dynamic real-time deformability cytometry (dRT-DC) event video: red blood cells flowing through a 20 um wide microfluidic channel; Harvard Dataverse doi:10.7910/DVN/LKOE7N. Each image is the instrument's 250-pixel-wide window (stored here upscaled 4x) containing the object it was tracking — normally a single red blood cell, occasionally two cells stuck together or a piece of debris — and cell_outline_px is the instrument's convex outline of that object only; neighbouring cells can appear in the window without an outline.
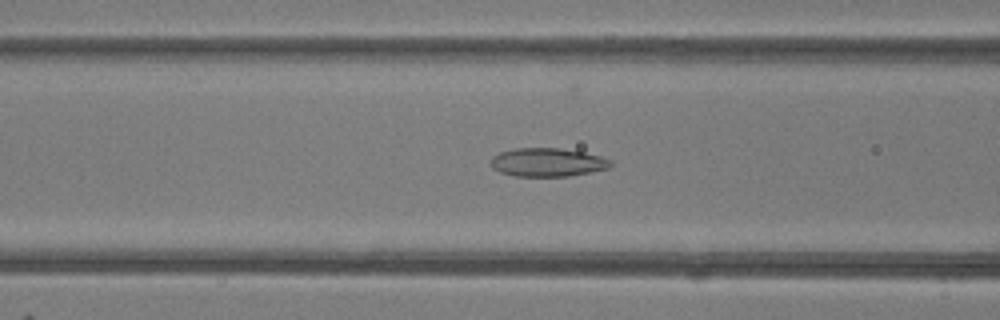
{"species": "common noctule bat (a hibernating species)", "species_latin": "Nyctalus noctula", "temperature_condition": "room temperature", "stored_images_in_passage": 40, "camera_frame_rate_fps": 3000, "um_per_image_px": 0.085, "animal": {"sex": "female"}, "frame": {"image": 1, "passage_image": 20, "time_ms": 6.333, "image_size_px": [1000, 320], "cell_outline_px": [[612, 164], [608, 168], [568, 176], [516, 176], [500, 172], [492, 168], [492, 156], [500, 152], [516, 148], [560, 148], [584, 152], [600, 156], [612, 160]], "centroid_in_image_um": [46.54, 13.79], "position_along_channel_um": 120.1, "area_um2": 19.77}}
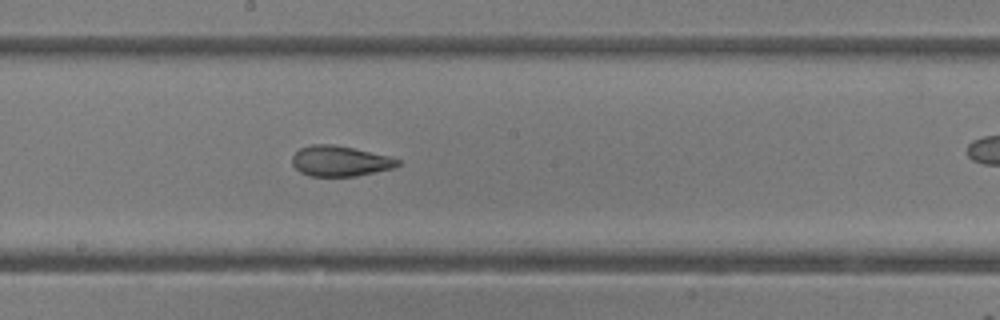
{"frame": {"image": 2, "passage_image": 27, "time_ms": 8.667, "image_size_px": [1000, 320], "cell_outline_px": [[400, 164], [396, 168], [356, 176], [308, 176], [300, 172], [292, 164], [292, 156], [300, 148], [312, 144], [332, 144], [352, 148], [388, 156], [400, 160]], "centroid_in_image_um": [28.9, 13.7], "position_along_channel_um": 219.3, "area_um2": 18.73}}
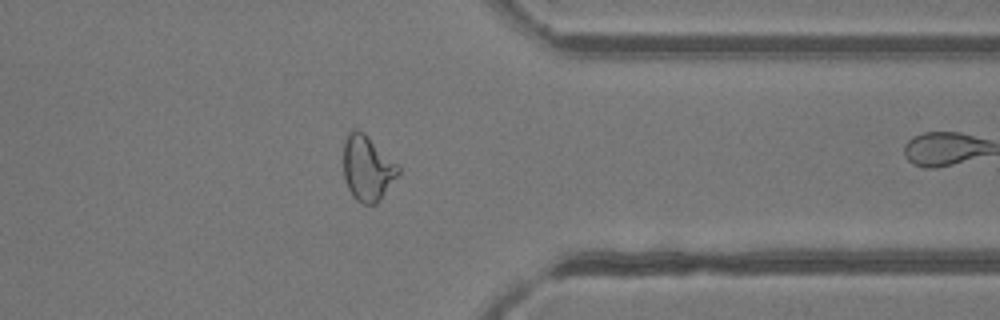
{"frame": {"image": 3, "passage_image": 39, "time_ms": 12.667, "image_size_px": [1000, 320], "cell_outline_px": [[400, 172], [380, 200], [376, 204], [364, 204], [356, 200], [352, 196], [344, 180], [344, 144], [348, 132], [352, 128], [356, 128], [364, 132], [400, 164]], "centroid_in_image_um": [31.25, 14.27], "position_along_channel_um": 380.2, "area_um2": 21.21}}